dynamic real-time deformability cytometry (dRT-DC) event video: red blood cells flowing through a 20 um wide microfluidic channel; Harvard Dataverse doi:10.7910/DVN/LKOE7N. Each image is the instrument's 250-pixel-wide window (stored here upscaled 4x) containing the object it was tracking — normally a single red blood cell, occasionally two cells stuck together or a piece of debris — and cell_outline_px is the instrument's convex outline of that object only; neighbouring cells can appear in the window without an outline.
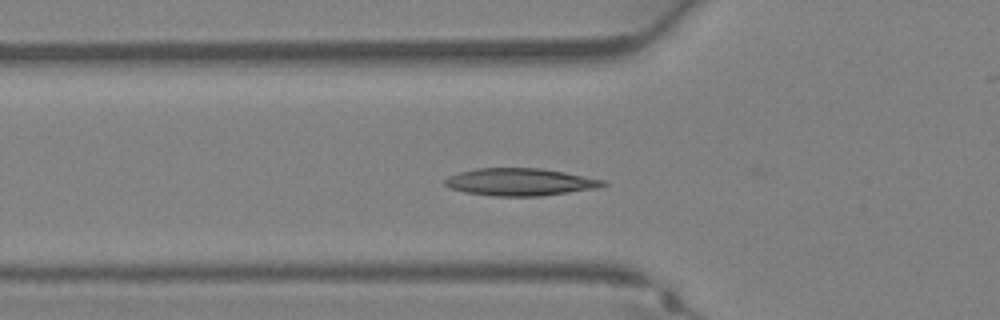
{"species": "Egyptian fruit bat (a non-hibernating species)", "species_latin": "Rousettus aegyptiacus", "temperature_condition": "warm", "stored_images_in_passage": 38, "camera_frame_rate_fps": 3000, "um_per_image_px": 0.085, "animal": {"sex": "female"}, "frame": {"image": 1, "passage_image": 13, "time_ms": 4.0, "image_size_px": [1000, 320], "cell_outline_px": [[608, 184], [600, 188], [540, 196], [492, 196], [464, 192], [452, 188], [444, 184], [444, 180], [448, 176], [460, 172], [476, 168], [540, 168], [564, 172], [604, 180]], "centroid_in_image_um": [44.22, 15.47], "position_along_channel_um": 81.6, "area_um2": 25.26}}
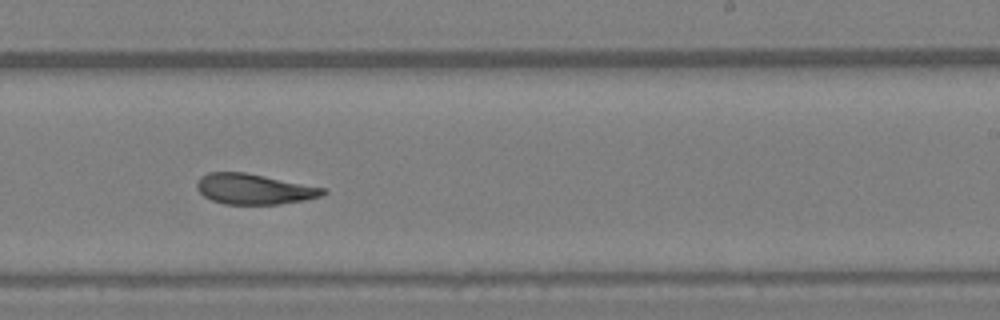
{"frame": {"image": 2, "passage_image": 23, "time_ms": 7.333, "image_size_px": [1000, 320], "cell_outline_px": [[328, 192], [320, 196], [304, 200], [280, 204], [224, 204], [212, 200], [204, 196], [196, 188], [196, 184], [200, 176], [208, 172], [244, 172], [324, 188]], "centroid_in_image_um": [21.55, 16.07], "position_along_channel_um": 267.4, "area_um2": 22.2}}
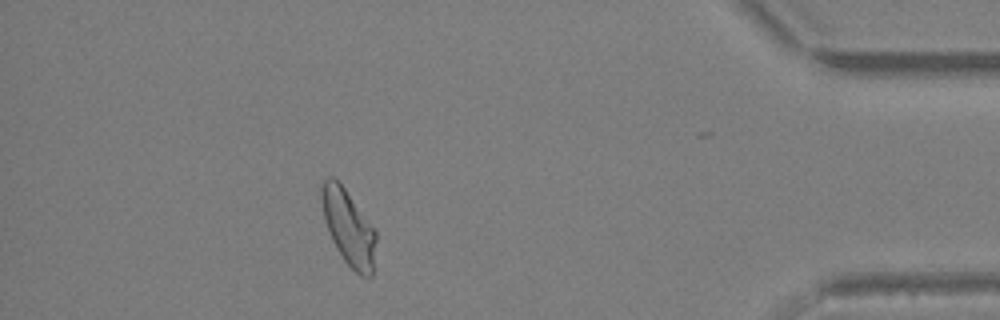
{"frame": {"image": 3, "passage_image": 33, "time_ms": 10.667, "image_size_px": [1000, 320], "cell_outline_px": [[376, 240], [372, 276], [360, 276], [344, 260], [336, 248], [328, 232], [324, 220], [320, 200], [320, 188], [324, 180], [328, 176], [332, 176], [344, 188], [376, 232]], "centroid_in_image_um": [29.58, 19.33], "position_along_channel_um": 405.6, "area_um2": 23.64}}